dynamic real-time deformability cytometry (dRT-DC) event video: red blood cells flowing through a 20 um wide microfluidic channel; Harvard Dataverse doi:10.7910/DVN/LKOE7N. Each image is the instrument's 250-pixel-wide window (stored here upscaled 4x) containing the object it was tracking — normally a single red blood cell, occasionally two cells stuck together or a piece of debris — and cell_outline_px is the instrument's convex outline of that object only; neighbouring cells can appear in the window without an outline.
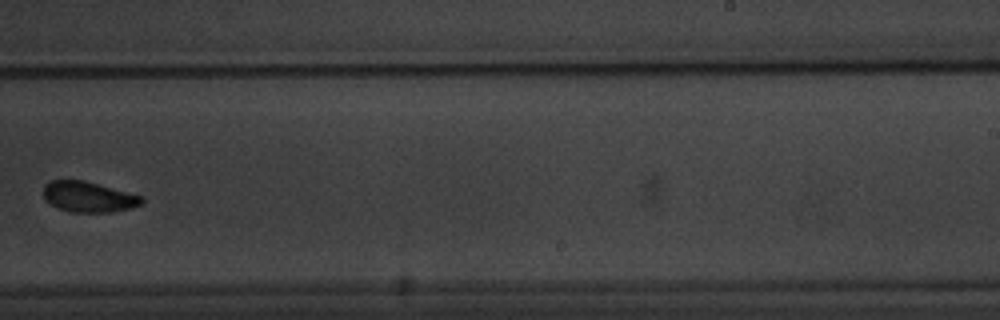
{"species": "common noctule bat (a hibernating species)", "species_latin": "Nyctalus noctula", "temperature_condition": "warm", "stored_images_in_passage": 12, "camera_frame_rate_fps": 3000, "um_per_image_px": 0.085, "animal": {"sex": "male", "body_mass_g": 20.1, "forearm_length_mm": 53.5}, "frame": {"image": 1, "passage_image": 12, "time_ms": 12.667, "image_size_px": [1000, 320], "cell_outline_px": [[144, 200], [140, 204], [128, 208], [112, 212], [68, 212], [56, 208], [44, 200], [44, 184], [52, 180], [84, 180], [144, 196]], "centroid_in_image_um": [7.49, 16.73], "position_along_channel_um": 281.5, "area_um2": 17.63}}